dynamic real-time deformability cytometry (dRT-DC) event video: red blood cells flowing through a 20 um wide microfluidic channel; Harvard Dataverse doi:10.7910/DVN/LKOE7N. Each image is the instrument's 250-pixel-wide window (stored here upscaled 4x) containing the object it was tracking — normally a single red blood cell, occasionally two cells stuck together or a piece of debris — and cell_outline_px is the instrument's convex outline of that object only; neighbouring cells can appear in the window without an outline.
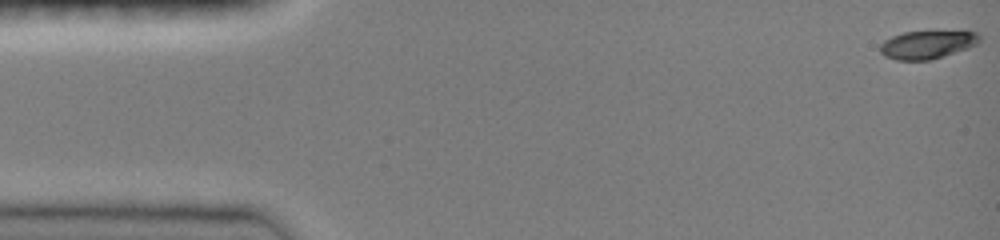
{"species": "common noctule bat (a hibernating species)", "species_latin": "Nyctalus noctula", "temperature_condition": "room temperature", "stored_images_in_passage": 48, "camera_frame_rate_fps": 3000, "um_per_image_px": 0.085, "animal": {"sex": "female", "body_mass_g": 19.0, "forearm_length_mm": 51.5}, "frame": {"image": 1, "passage_image": 1, "time_ms": 0.0, "image_size_px": [1000, 240], "cell_outline_px": [[980, 40], [976, 44], [968, 48], [928, 60], [896, 60], [884, 56], [880, 52], [880, 44], [884, 40], [892, 36], [904, 32], [976, 32], [980, 36]], "centroid_in_image_um": [78.76, 3.8], "position_along_channel_um": 6.2, "area_um2": 15.95}}
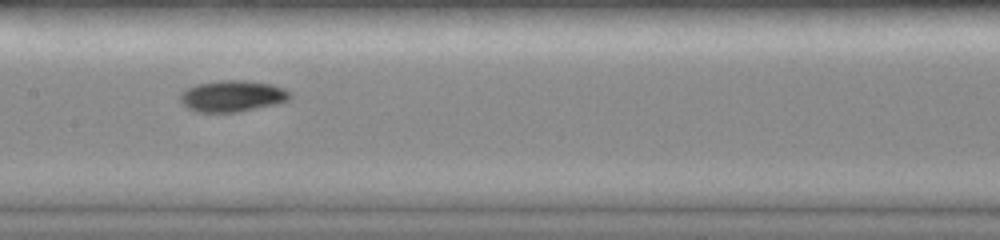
{"frame": {"image": 2, "passage_image": 24, "time_ms": 7.667, "image_size_px": [1000, 240], "cell_outline_px": [[292, 96], [288, 100], [272, 104], [236, 112], [196, 112], [188, 108], [180, 100], [180, 92], [196, 84], [224, 80], [244, 80], [272, 84], [284, 88], [292, 92]], "centroid_in_image_um": [19.74, 8.15], "position_along_channel_um": 187.7, "area_um2": 19.88}}
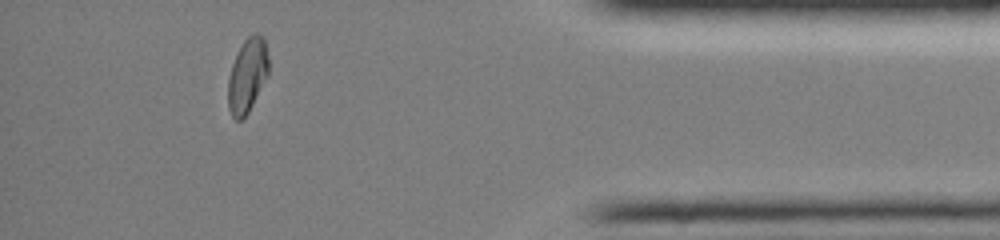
{"frame": {"image": 3, "passage_image": 43, "time_ms": 14.0, "image_size_px": [1000, 240], "cell_outline_px": [[268, 76], [248, 112], [240, 120], [236, 120], [232, 116], [228, 108], [228, 76], [236, 52], [244, 40], [252, 32], [256, 32], [264, 40], [268, 56]], "centroid_in_image_um": [21.01, 6.39], "position_along_channel_um": 414.2, "area_um2": 17.57}, "authors_computed_cell_mechanics": {"area_um2": 18.2937, "velocity_mm_per_s": 4.0376, "shape_relaxation_time_tau1_ms": 3.6664, "shape_relaxation_time_tau2_ms": 3.4149, "deformation_change_tau1": 0.18, "deformation_change_tau2": 0.0329}}